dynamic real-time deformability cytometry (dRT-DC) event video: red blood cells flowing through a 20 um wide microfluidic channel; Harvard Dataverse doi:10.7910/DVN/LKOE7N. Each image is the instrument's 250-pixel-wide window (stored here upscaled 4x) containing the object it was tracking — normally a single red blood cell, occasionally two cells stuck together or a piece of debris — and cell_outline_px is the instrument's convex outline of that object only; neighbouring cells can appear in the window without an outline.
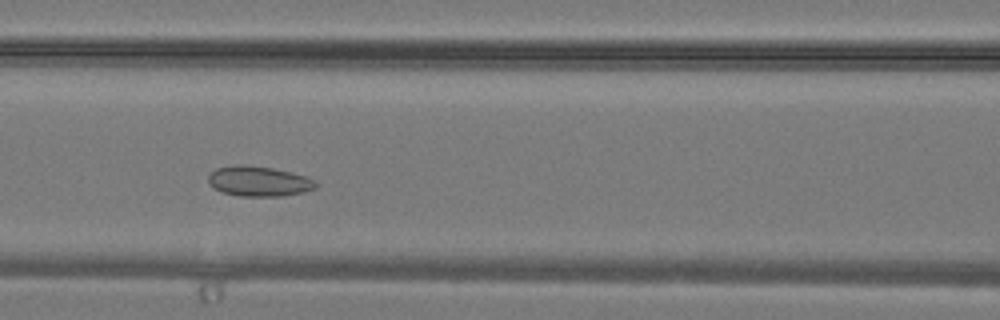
{"species": "common noctule bat (a hibernating species)", "species_latin": "Nyctalus noctula", "temperature_condition": "warm", "stored_images_in_passage": 30, "camera_frame_rate_fps": 3000, "um_per_image_px": 0.085, "animal": {"sex": "male", "body_mass_g": 19.2, "forearm_length_mm": 51.8}, "frame": {"image": 1, "passage_image": 11, "time_ms": 3.333, "image_size_px": [1000, 320], "cell_outline_px": [[316, 188], [304, 192], [280, 196], [240, 196], [224, 192], [212, 188], [208, 180], [208, 176], [216, 168], [236, 164], [244, 164], [272, 168], [292, 172], [316, 180]], "centroid_in_image_um": [21.99, 15.4], "position_along_channel_um": 144.6, "area_um2": 18.9}}
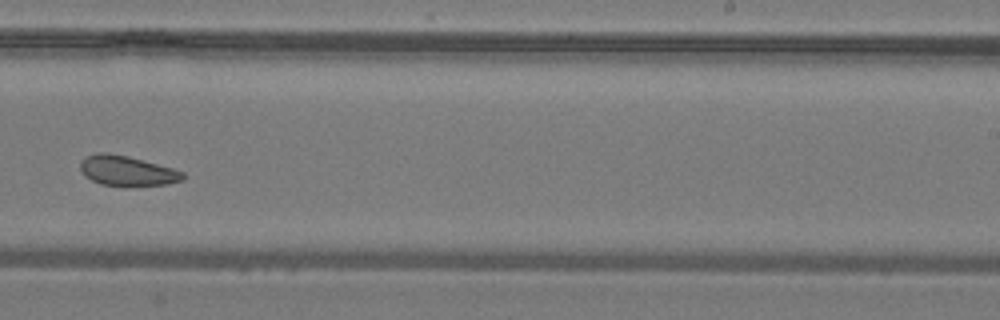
{"frame": {"image": 2, "passage_image": 18, "time_ms": 5.667, "image_size_px": [1000, 320], "cell_outline_px": [[184, 180], [168, 184], [128, 188], [100, 184], [84, 176], [80, 168], [80, 160], [84, 156], [100, 152], [108, 152], [128, 156], [172, 168], [184, 172]], "centroid_in_image_um": [10.78, 14.55], "position_along_channel_um": 278.2, "area_um2": 18.55}}
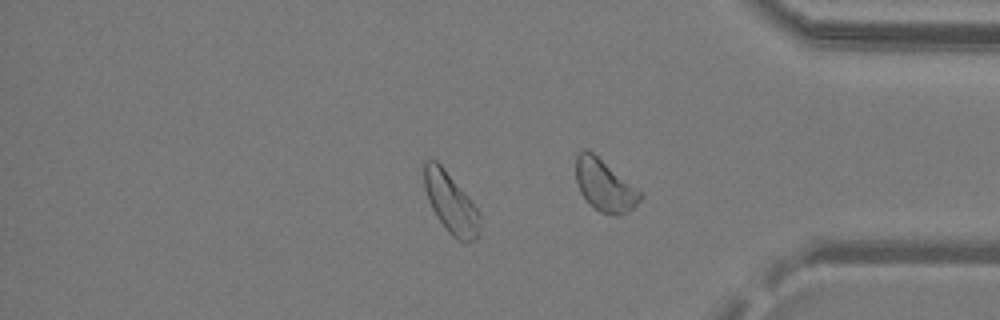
{"frame": {"image": 3, "passage_image": 24, "time_ms": 7.667, "image_size_px": [1000, 320], "cell_outline_px": [[480, 236], [476, 240], [464, 244], [452, 236], [448, 232], [436, 216], [428, 200], [424, 188], [424, 160], [436, 160], [440, 164], [464, 192], [480, 212]], "centroid_in_image_um": [38.34, 17.31], "position_along_channel_um": 396.9, "area_um2": 19.71}}